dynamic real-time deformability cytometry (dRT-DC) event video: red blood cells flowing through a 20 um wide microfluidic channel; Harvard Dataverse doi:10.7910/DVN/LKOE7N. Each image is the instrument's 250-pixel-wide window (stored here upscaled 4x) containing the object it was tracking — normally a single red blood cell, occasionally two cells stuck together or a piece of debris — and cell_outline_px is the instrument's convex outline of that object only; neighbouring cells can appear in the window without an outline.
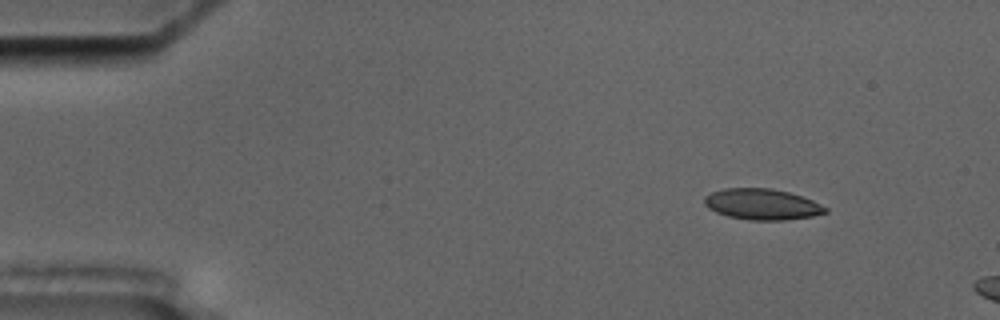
{"species": "common noctule bat (a hibernating species)", "species_latin": "Nyctalus noctula", "temperature_condition": "cold", "stored_images_in_passage": 4, "camera_frame_rate_fps": 3000, "um_per_image_px": 0.085, "animal": {"sex": "male", "body_mass_g": 17.5, "forearm_length_mm": 52.3}, "frame": {"image": 1, "passage_image": 1, "time_ms": 0.0, "image_size_px": [1000, 320], "cell_outline_px": [[828, 212], [812, 216], [784, 220], [752, 220], [728, 216], [716, 212], [708, 208], [704, 204], [704, 196], [712, 192], [724, 188], [772, 188], [788, 192], [812, 200], [828, 208]], "centroid_in_image_um": [64.76, 17.36], "position_along_channel_um": 20.2, "area_um2": 21.73}}